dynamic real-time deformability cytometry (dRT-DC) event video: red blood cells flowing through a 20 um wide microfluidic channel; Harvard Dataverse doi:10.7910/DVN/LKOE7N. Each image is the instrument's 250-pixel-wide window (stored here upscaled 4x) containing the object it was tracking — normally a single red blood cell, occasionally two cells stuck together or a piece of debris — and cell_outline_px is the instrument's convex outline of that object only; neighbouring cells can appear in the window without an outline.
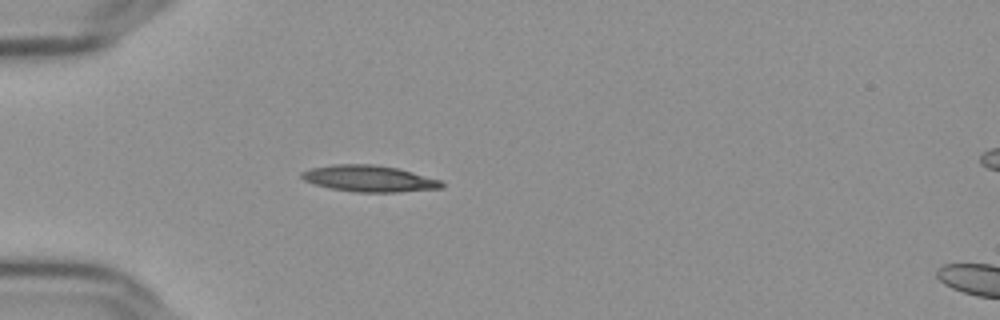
{"species": "Egyptian fruit bat (a non-hibernating species)", "species_latin": "Rousettus aegyptiacus", "temperature_condition": "cold", "stored_images_in_passage": 40, "camera_frame_rate_fps": 3000, "um_per_image_px": 0.085, "frame": {"image": 1, "passage_image": 1, "time_ms": 0.0, "image_size_px": [1000, 320], "cell_outline_px": [[444, 188], [400, 192], [356, 192], [328, 188], [312, 184], [304, 180], [300, 176], [300, 172], [312, 168], [332, 164], [372, 164], [396, 168], [412, 172], [440, 180], [444, 184]], "centroid_in_image_um": [31.35, 15.19], "position_along_channel_um": 53.7, "area_um2": 21.62}}
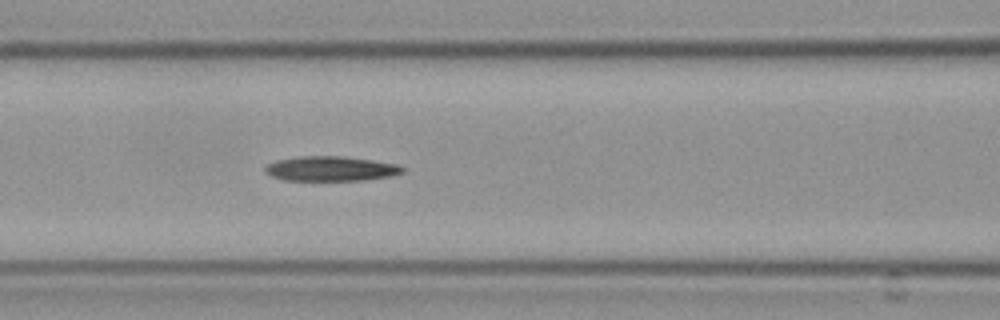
{"frame": {"image": 2, "passage_image": 9, "time_ms": 2.667, "image_size_px": [1000, 320], "cell_outline_px": [[404, 172], [392, 176], [364, 180], [284, 180], [272, 176], [264, 172], [264, 168], [268, 164], [276, 160], [296, 156], [344, 156], [372, 160], [396, 164], [404, 168]], "centroid_in_image_um": [28.1, 14.33], "position_along_channel_um": 138.5, "area_um2": 19.88}}
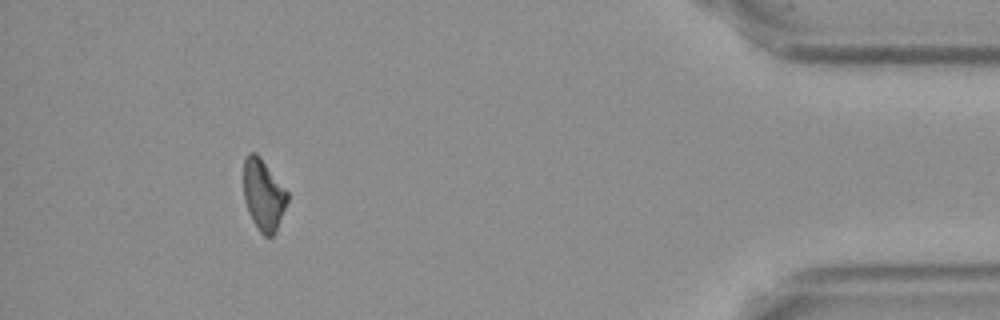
{"frame": {"image": 3, "passage_image": 36, "time_ms": 11.667, "image_size_px": [1000, 320], "cell_outline_px": [[288, 200], [276, 232], [272, 236], [264, 236], [260, 232], [252, 220], [248, 212], [244, 200], [244, 160], [248, 152], [256, 152], [260, 156], [288, 192]], "centroid_in_image_um": [22.39, 16.56], "position_along_channel_um": 412.8, "area_um2": 18.21}, "authors_computed_cell_mechanics": {"area_um2": 19.7387, "velocity_mm_per_s": 3.6449, "shape_relaxation_time_tau1_ms": 7.2055, "shape_relaxation_time_tau2_ms": null, "deformation_change_tau1": 0.1609, "deformation_change_tau2": null}}